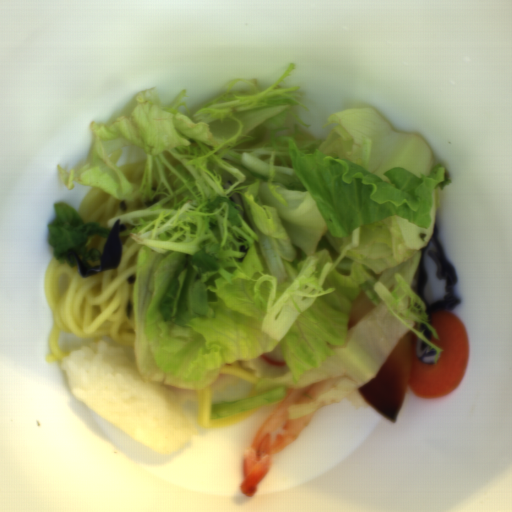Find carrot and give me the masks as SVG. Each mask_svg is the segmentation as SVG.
<instances>
[{"mask_svg": "<svg viewBox=\"0 0 512 512\" xmlns=\"http://www.w3.org/2000/svg\"><path fill=\"white\" fill-rule=\"evenodd\" d=\"M430 324L437 338L430 340L442 351L434 364L422 362L413 341L412 364L407 385L413 394L424 399H439L452 393L462 382L469 363L467 329L459 317L448 310L434 313Z\"/></svg>", "mask_w": 512, "mask_h": 512, "instance_id": "carrot-1", "label": "carrot"}]
</instances>
